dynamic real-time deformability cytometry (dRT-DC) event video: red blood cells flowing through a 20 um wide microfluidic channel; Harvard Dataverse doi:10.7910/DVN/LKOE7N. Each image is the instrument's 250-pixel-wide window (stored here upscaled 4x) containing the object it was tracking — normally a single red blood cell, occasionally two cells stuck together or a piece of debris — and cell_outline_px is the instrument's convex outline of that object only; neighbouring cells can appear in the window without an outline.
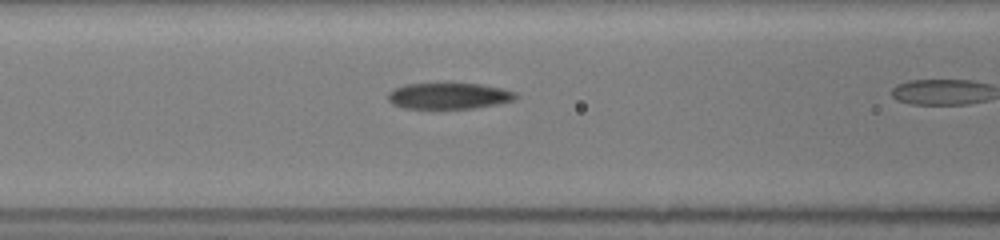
{"species": "common noctule bat (a hibernating species)", "species_latin": "Nyctalus noctula", "temperature_condition": "room temperature", "stored_images_in_passage": 10, "camera_frame_rate_fps": 3000, "um_per_image_px": 0.085, "animal": {"sex": "female", "body_mass_g": 19.5, "forearm_length_mm": 54.1}, "frame": {"image": 1, "passage_image": 5, "time_ms": 4.0, "image_size_px": [1000, 240], "cell_outline_px": [[516, 96], [512, 100], [496, 104], [476, 108], [404, 108], [392, 104], [388, 100], [388, 92], [392, 88], [404, 84], [480, 84], [500, 88], [516, 92]], "centroid_in_image_um": [38.09, 8.15], "position_along_channel_um": 128.5, "area_um2": 19.25}}
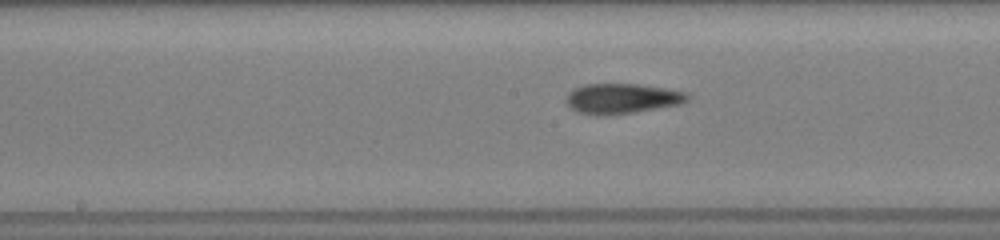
{"frame": {"image": 2, "passage_image": 9, "time_ms": 5.667, "image_size_px": [1000, 240], "cell_outline_px": [[692, 96], [684, 104], [636, 112], [576, 112], [564, 100], [568, 92], [584, 84], [640, 84], [668, 88], [688, 92]], "centroid_in_image_um": [53.0, 8.32], "position_along_channel_um": 195.2, "area_um2": 20.92}}